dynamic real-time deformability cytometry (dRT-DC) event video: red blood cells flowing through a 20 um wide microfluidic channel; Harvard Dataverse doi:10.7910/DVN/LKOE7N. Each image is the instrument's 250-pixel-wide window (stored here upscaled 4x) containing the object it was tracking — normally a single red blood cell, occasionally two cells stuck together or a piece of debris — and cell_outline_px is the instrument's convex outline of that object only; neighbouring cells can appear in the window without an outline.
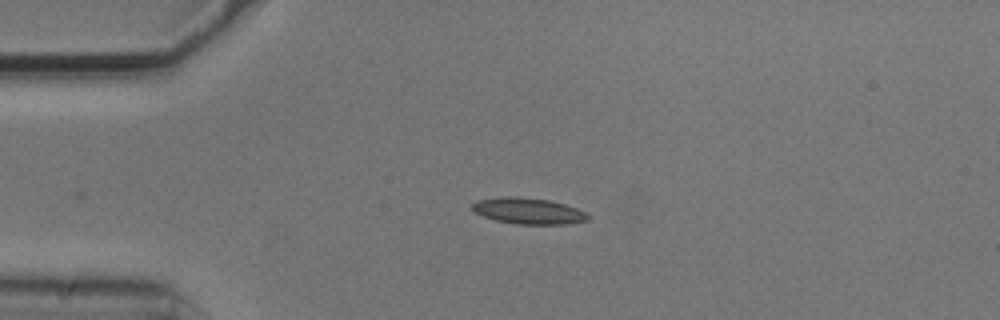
{"species": "common noctule bat (a hibernating species)", "species_latin": "Nyctalus noctula", "temperature_condition": "cold", "stored_images_in_passage": 7, "camera_frame_rate_fps": 3000, "um_per_image_px": 0.085, "animal": {"sex": "male", "body_mass_g": 20.5, "forearm_length_mm": 52.5}, "frame": {"image": 1, "passage_image": 6, "time_ms": 1.667, "image_size_px": [1000, 320], "cell_outline_px": [[588, 220], [564, 224], [516, 224], [496, 220], [472, 212], [472, 204], [476, 200], [500, 196], [516, 196], [548, 200], [564, 204], [576, 208], [584, 212], [588, 216]], "centroid_in_image_um": [44.84, 17.92], "position_along_channel_um": 40.2, "area_um2": 17.57}}